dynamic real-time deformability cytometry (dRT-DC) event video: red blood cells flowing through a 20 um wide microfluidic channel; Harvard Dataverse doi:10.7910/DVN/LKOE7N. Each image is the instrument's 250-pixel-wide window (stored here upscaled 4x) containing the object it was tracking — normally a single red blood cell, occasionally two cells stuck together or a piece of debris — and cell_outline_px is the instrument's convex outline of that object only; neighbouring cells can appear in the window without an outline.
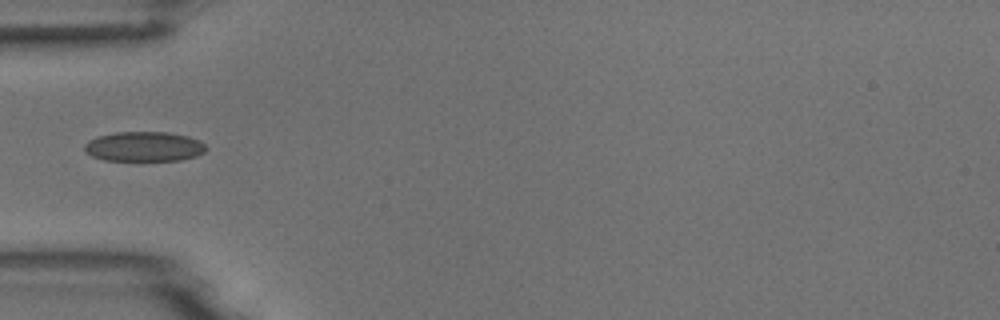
{"species": "common noctule bat (a hibernating species)", "species_latin": "Nyctalus noctula", "temperature_condition": "room temperature", "stored_images_in_passage": 7, "camera_frame_rate_fps": 3000, "um_per_image_px": 0.085, "animal": {"sex": "male", "body_mass_g": 18.8}, "frame": {"image": 1, "passage_image": 6, "time_ms": 5.667, "image_size_px": [1000, 320], "cell_outline_px": [[208, 148], [204, 152], [196, 156], [180, 160], [104, 160], [92, 156], [84, 152], [84, 144], [88, 140], [96, 136], [116, 132], [168, 132], [188, 136], [200, 140]], "centroid_in_image_um": [12.23, 12.45], "position_along_channel_um": 72.8, "area_um2": 21.27}}